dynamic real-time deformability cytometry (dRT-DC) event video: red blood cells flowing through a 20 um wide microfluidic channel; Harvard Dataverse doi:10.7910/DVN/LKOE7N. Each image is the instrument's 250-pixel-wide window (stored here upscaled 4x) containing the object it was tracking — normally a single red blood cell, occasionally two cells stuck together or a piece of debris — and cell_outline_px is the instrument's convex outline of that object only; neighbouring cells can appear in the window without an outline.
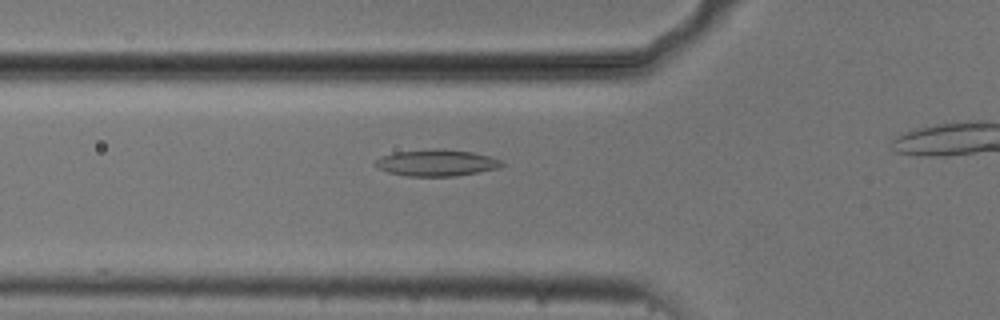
{"species": "common noctule bat (a hibernating species)", "species_latin": "Nyctalus noctula", "temperature_condition": "cold", "stored_images_in_passage": 33, "camera_frame_rate_fps": 3000, "um_per_image_px": 0.085, "animal": {"sex": "male", "body_mass_g": 20.5, "forearm_length_mm": 52.5}, "frame": {"image": 1, "passage_image": 8, "time_ms": 2.333, "image_size_px": [1000, 320], "cell_outline_px": [[504, 164], [500, 168], [456, 176], [408, 176], [388, 172], [380, 168], [376, 164], [376, 160], [380, 156], [396, 152], [432, 148], [472, 152], [504, 160]], "centroid_in_image_um": [37.15, 13.84], "position_along_channel_um": 88.7, "area_um2": 19.48}}
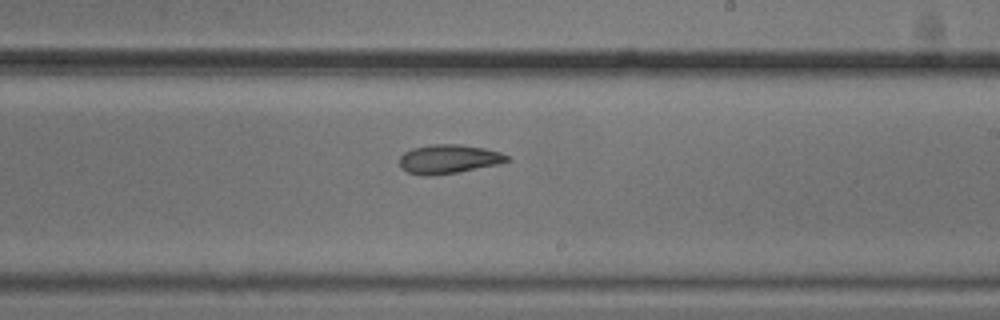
{"frame": {"image": 2, "passage_image": 21, "time_ms": 6.667, "image_size_px": [1000, 320], "cell_outline_px": [[512, 160], [500, 164], [460, 172], [408, 172], [400, 168], [400, 156], [404, 152], [412, 148], [432, 144], [460, 144], [484, 148], [500, 152], [508, 156]], "centroid_in_image_um": [38.22, 13.47], "position_along_channel_um": 250.8, "area_um2": 17.57}}
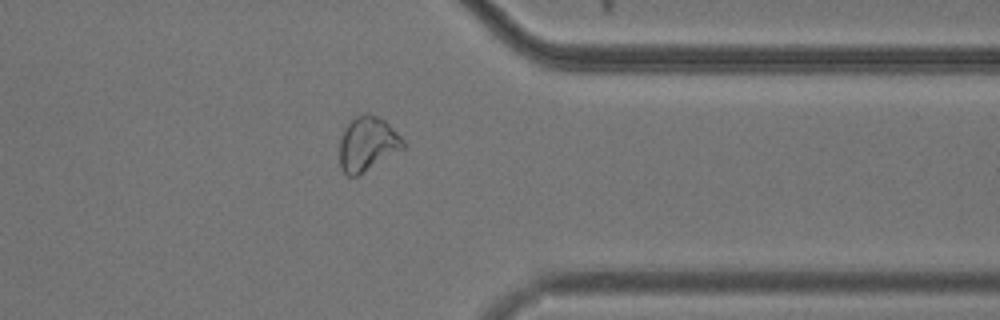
{"frame": {"image": 3, "passage_image": 32, "time_ms": 10.333, "image_size_px": [1000, 320], "cell_outline_px": [[404, 148], [356, 176], [348, 176], [340, 168], [340, 136], [348, 120], [364, 112], [376, 116], [384, 120], [404, 140]], "centroid_in_image_um": [31.19, 12.2], "position_along_channel_um": 380.2, "area_um2": 20.0}}